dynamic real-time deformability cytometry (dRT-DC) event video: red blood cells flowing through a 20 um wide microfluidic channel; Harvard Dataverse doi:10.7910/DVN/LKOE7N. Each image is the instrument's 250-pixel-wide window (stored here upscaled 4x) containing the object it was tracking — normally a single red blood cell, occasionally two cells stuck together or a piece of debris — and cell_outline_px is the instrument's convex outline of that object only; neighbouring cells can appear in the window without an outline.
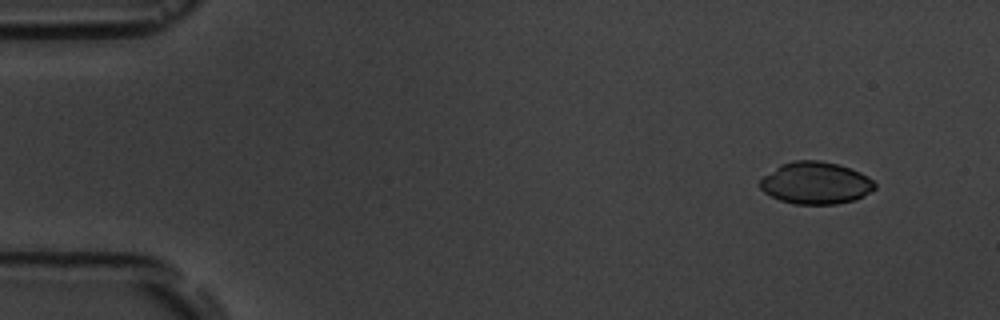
{"species": "common noctule bat (a hibernating species)", "species_latin": "Nyctalus noctula", "temperature_condition": "room temperature", "stored_images_in_passage": 15, "camera_frame_rate_fps": 3000, "um_per_image_px": 0.085, "animal": {"sex": "male", "body_mass_g": 19.5, "forearm_length_mm": 54.6}, "frame": {"image": 1, "passage_image": 1, "time_ms": 0.0, "image_size_px": [1000, 320], "cell_outline_px": [[876, 188], [864, 196], [856, 200], [836, 204], [796, 204], [780, 200], [764, 192], [760, 188], [760, 180], [764, 176], [780, 164], [792, 160], [820, 160], [840, 164], [860, 172], [868, 176], [876, 184]], "centroid_in_image_um": [69.36, 15.55], "position_along_channel_um": 15.6, "area_um2": 28.38}}
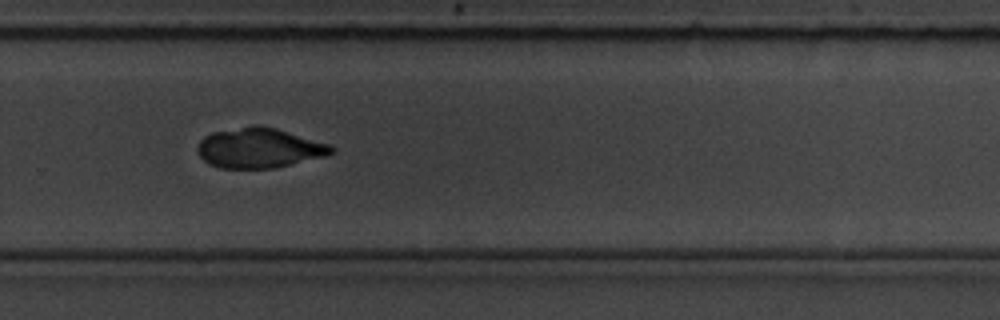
{"frame": {"image": 2, "passage_image": 10, "time_ms": 10.667, "image_size_px": [1000, 320], "cell_outline_px": [[336, 152], [324, 156], [276, 168], [220, 168], [208, 164], [200, 156], [196, 148], [200, 140], [204, 136], [212, 132], [256, 124], [260, 124], [276, 128], [328, 144], [336, 148]], "centroid_in_image_um": [22.01, 12.57], "position_along_channel_um": 307.8, "area_um2": 31.27}}
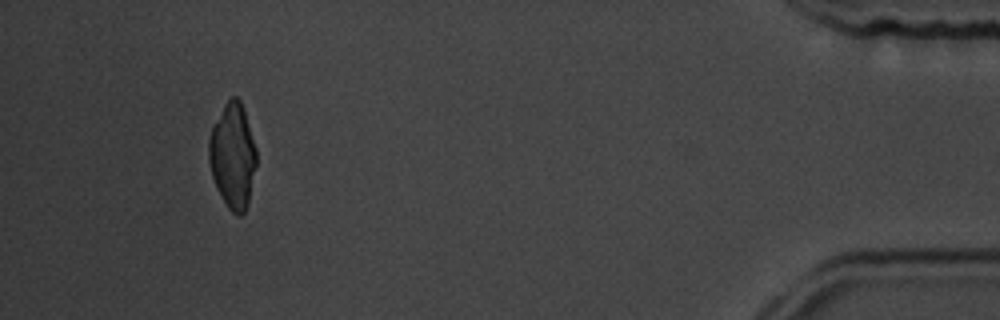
{"frame": {"image": 3, "passage_image": 14, "time_ms": 15.333, "image_size_px": [1000, 320], "cell_outline_px": [[256, 164], [248, 200], [244, 212], [240, 216], [236, 216], [228, 208], [216, 188], [212, 176], [208, 160], [208, 140], [212, 128], [224, 104], [232, 96], [236, 96], [240, 100], [244, 108], [256, 148]], "centroid_in_image_um": [19.77, 13.24], "position_along_channel_um": 415.4, "area_um2": 29.02}}